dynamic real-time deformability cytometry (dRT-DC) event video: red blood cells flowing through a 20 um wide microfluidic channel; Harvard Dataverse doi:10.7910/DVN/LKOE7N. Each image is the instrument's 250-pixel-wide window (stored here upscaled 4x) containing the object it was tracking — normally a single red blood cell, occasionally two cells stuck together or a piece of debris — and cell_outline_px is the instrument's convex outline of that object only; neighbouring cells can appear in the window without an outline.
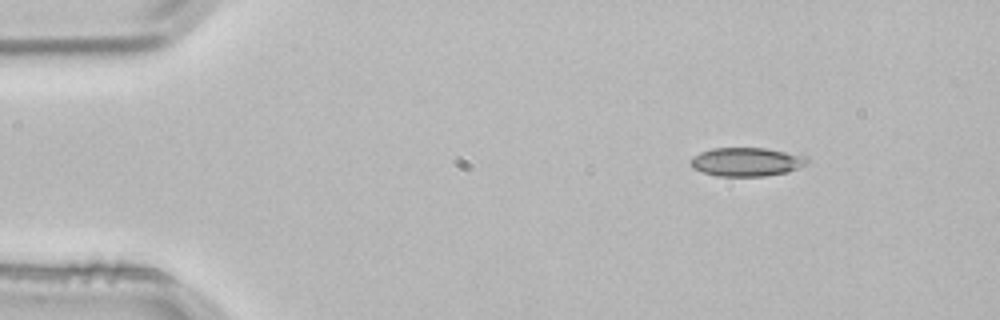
{"species": "common noctule bat (a hibernating species)", "species_latin": "Nyctalus noctula", "temperature_condition": "room temperature", "stored_images_in_passage": 3, "camera_frame_rate_fps": 3000, "um_per_image_px": 0.085, "animal": {"sex": "male", "body_mass_g": 21.5, "forearm_length_mm": 52.0}, "frame": {"image": 1, "passage_image": 1, "time_ms": 0.0, "image_size_px": [1000, 320], "cell_outline_px": [[808, 160], [804, 164], [788, 172], [764, 176], [716, 176], [692, 168], [688, 160], [692, 156], [700, 152], [712, 148], [764, 148], [804, 156]], "centroid_in_image_um": [63.36, 13.76], "position_along_channel_um": 21.6, "area_um2": 19.31}}
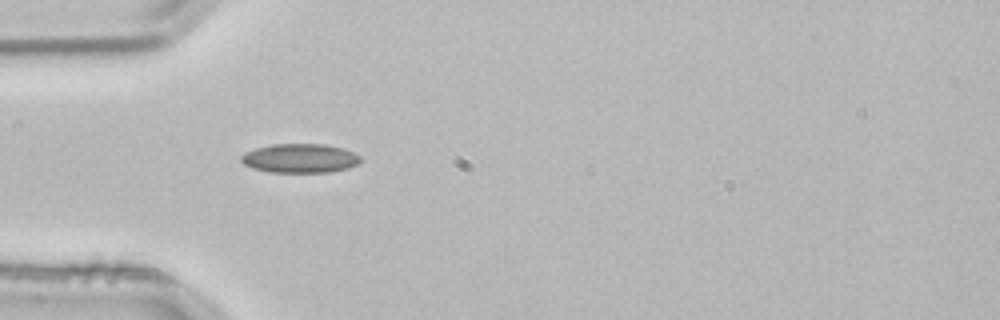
{"frame": {"image": 2, "passage_image": 3, "time_ms": 0.667, "image_size_px": [1000, 320], "cell_outline_px": [[364, 160], [360, 164], [348, 168], [328, 172], [268, 172], [252, 168], [244, 164], [240, 160], [240, 156], [244, 152], [256, 148], [272, 144], [324, 144], [340, 148], [352, 152], [360, 156]], "centroid_in_image_um": [25.5, 13.46], "position_along_channel_um": 59.5, "area_um2": 20.35}}